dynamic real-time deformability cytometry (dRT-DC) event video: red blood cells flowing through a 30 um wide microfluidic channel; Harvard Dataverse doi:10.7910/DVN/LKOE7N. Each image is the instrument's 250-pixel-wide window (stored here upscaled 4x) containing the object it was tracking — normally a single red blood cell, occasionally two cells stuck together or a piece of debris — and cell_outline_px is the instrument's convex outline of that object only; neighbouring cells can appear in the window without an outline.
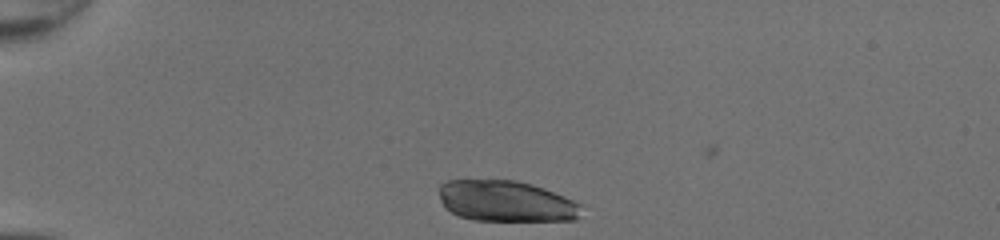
{"species": "common noctule bat (a hibernating species)", "species_latin": "Nyctalus noctula", "temperature_condition": "room temperature", "stored_images_in_passage": 8, "camera_frame_rate_fps": 3000, "um_per_image_px": 0.085, "animal": {"sex": "female", "body_mass_g": 20.0, "forearm_length_mm": 54.0}, "frame": {"image": 1, "passage_image": 3, "time_ms": 0.667, "image_size_px": [1000, 240], "cell_outline_px": [[584, 204], [580, 216], [576, 220], [472, 220], [460, 216], [444, 208], [440, 200], [436, 188], [440, 184], [448, 180], [516, 180], [532, 184], [544, 188]], "centroid_in_image_um": [43.0, 17.09], "position_along_channel_um": 42.0, "area_um2": 34.45}}